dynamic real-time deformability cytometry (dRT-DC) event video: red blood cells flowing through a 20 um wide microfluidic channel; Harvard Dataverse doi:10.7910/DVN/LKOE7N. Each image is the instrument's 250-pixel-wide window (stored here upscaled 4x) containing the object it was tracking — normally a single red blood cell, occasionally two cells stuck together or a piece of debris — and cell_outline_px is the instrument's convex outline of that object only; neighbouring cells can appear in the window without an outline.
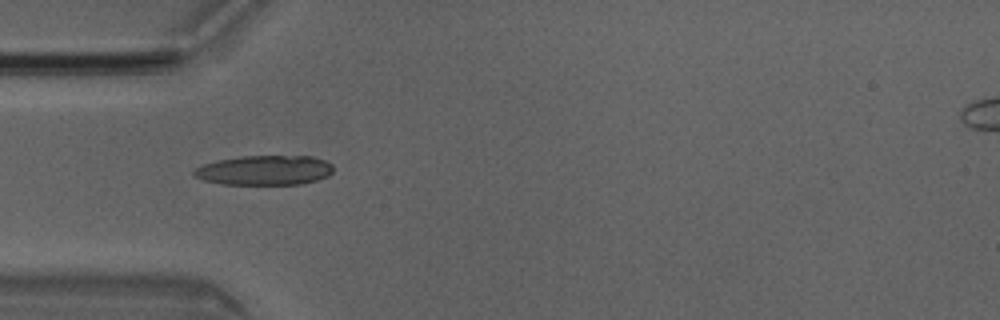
{"species": "Egyptian fruit bat (a non-hibernating species)", "species_latin": "Rousettus aegyptiacus", "temperature_condition": "room temperature", "stored_images_in_passage": 50, "camera_frame_rate_fps": 3000, "um_per_image_px": 0.085, "animal": {"sex": "male"}, "frame": {"image": 1, "passage_image": 15, "time_ms": 4.667, "image_size_px": [1000, 320], "cell_outline_px": [[332, 172], [328, 176], [316, 180], [300, 184], [220, 184], [204, 180], [196, 176], [192, 172], [196, 168], [204, 164], [216, 160], [240, 156], [312, 156], [324, 160], [332, 164]], "centroid_in_image_um": [22.49, 14.46], "position_along_channel_um": 62.5, "area_um2": 24.04}}
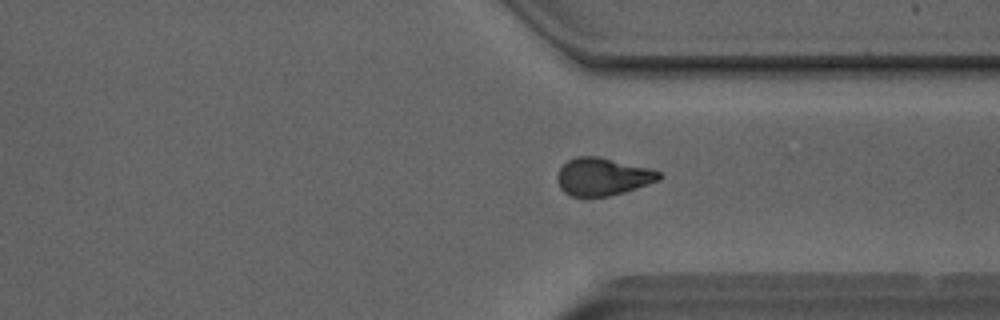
{"frame": {"image": 2, "passage_image": 37, "time_ms": 12.0, "image_size_px": [1000, 320], "cell_outline_px": [[664, 176], [660, 180], [624, 192], [608, 196], [572, 196], [564, 192], [560, 188], [556, 180], [556, 176], [560, 168], [568, 160], [576, 156], [600, 156], [652, 168], [660, 172]], "centroid_in_image_um": [51.25, 15.0], "position_along_channel_um": 360.2, "area_um2": 22.6}}
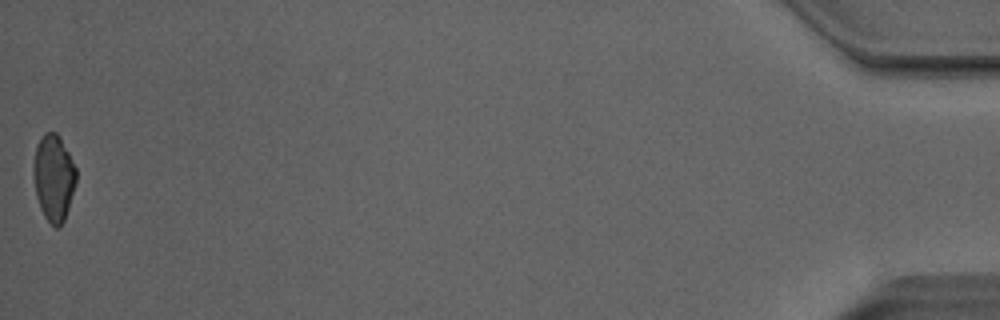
{"frame": {"image": 3, "passage_image": 50, "time_ms": 16.333, "image_size_px": [1000, 320], "cell_outline_px": [[76, 180], [68, 208], [64, 220], [60, 228], [56, 228], [44, 216], [40, 208], [36, 196], [32, 176], [32, 164], [36, 144], [40, 136], [44, 132], [56, 132], [60, 136], [76, 168]], "centroid_in_image_um": [4.52, 15.07], "position_along_channel_um": 430.7, "area_um2": 21.79}, "authors_computed_cell_mechanics": {"area_um2": 22.542, "velocity_mm_per_s": 4.0699, "shape_relaxation_time_tau1_ms": 6.3733, "shape_relaxation_time_tau2_ms": 2.8377, "deformation_change_tau1": 0.1981, "deformation_change_tau2": 0.0928}}